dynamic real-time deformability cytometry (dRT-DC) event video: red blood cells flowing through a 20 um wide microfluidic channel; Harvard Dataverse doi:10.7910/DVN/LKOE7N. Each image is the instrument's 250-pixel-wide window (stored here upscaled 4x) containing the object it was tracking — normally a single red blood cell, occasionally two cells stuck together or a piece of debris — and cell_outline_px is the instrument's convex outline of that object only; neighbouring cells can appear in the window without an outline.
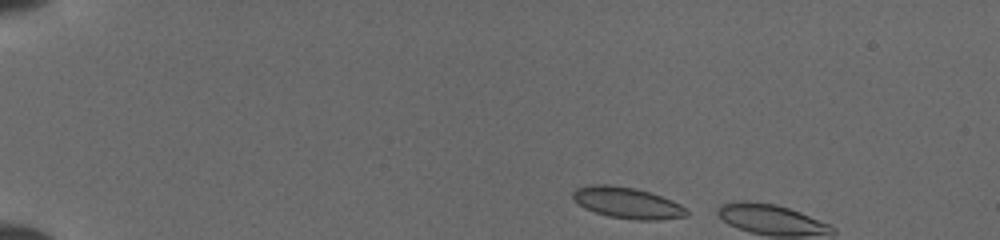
{"species": "common noctule bat (a hibernating species)", "species_latin": "Nyctalus noctula", "temperature_condition": "cold", "stored_images_in_passage": 4, "camera_frame_rate_fps": 3000, "um_per_image_px": 0.085, "animal": {"sex": "female", "body_mass_g": 19.5, "forearm_length_mm": 54.1}, "frame": {"image": 1, "passage_image": 1, "time_ms": 0.0, "image_size_px": [1000, 240], "cell_outline_px": [[688, 216], [660, 220], [636, 220], [608, 216], [584, 208], [572, 196], [572, 192], [576, 188], [592, 184], [612, 184], [636, 188], [672, 200], [680, 204], [688, 212]], "centroid_in_image_um": [53.32, 17.24], "position_along_channel_um": 31.7, "area_um2": 20.63}}